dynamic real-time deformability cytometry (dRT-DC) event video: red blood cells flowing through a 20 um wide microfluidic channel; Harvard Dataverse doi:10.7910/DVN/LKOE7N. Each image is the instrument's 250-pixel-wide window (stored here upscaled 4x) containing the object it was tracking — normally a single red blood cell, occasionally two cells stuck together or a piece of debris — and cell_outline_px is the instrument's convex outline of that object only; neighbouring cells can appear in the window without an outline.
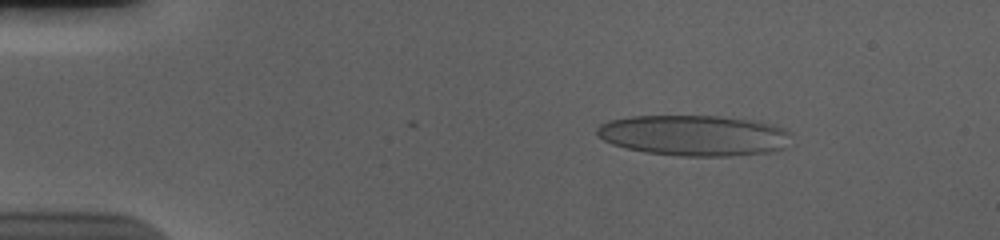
{"species": "human", "species_latin": "Homo sapiens", "temperature_condition": "cold", "stored_images_in_passage": 57, "camera_frame_rate_fps": 3000, "um_per_image_px": 0.085, "donor": {"sex": "male"}, "frame": {"image": 1, "passage_image": 9, "time_ms": 2.667, "image_size_px": [1000, 240], "cell_outline_px": [[788, 132], [784, 148], [768, 152], [728, 156], [684, 156], [644, 152], [612, 144], [604, 140], [596, 132], [596, 128], [600, 124], [608, 120], [632, 116], [720, 116], [756, 120], [772, 124], [784, 128]], "centroid_in_image_um": [58.96, 11.5], "position_along_channel_um": 26.0, "area_um2": 45.89}}
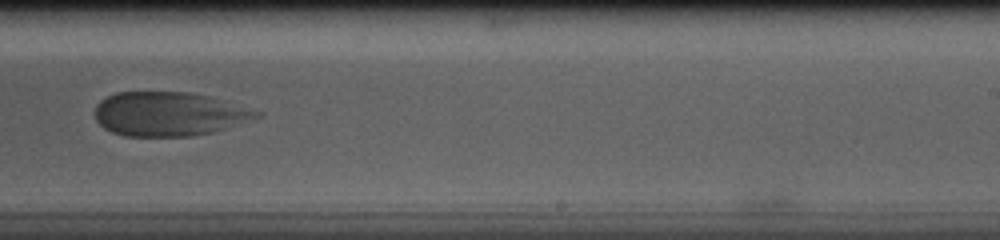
{"frame": {"image": 2, "passage_image": 37, "time_ms": 12.0, "image_size_px": [1000, 240], "cell_outline_px": [[260, 116], [228, 128], [212, 132], [192, 136], [124, 136], [112, 132], [104, 128], [96, 120], [96, 104], [100, 100], [116, 92], [188, 92], [208, 96], [260, 112]], "centroid_in_image_um": [14.31, 9.69], "position_along_channel_um": 274.7, "area_um2": 41.15}}
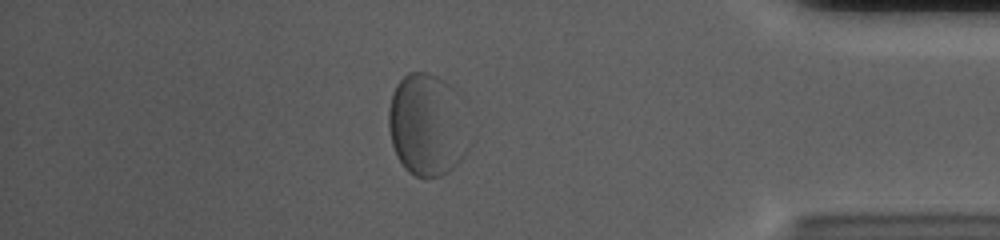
{"frame": {"image": 3, "passage_image": 50, "time_ms": 16.333, "image_size_px": [1000, 240], "cell_outline_px": [[468, 148], [464, 156], [448, 172], [440, 176], [416, 176], [408, 172], [404, 168], [396, 156], [392, 144], [388, 128], [388, 108], [392, 92], [396, 84], [408, 72], [428, 72], [436, 76], [460, 92]], "centroid_in_image_um": [36.27, 10.6], "position_along_channel_um": 398.9, "area_um2": 48.15}}